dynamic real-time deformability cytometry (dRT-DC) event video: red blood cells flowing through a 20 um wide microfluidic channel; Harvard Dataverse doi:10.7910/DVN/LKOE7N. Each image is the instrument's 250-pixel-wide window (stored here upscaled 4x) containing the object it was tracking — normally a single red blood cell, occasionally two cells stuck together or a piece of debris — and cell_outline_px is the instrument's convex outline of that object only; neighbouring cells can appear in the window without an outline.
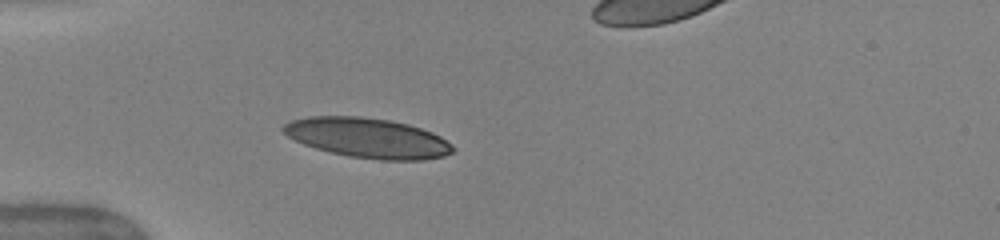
{"species": "human", "species_latin": "Homo sapiens", "temperature_condition": "warm", "stored_images_in_passage": 36, "camera_frame_rate_fps": 3000, "um_per_image_px": 0.085, "donor": {"sex": "female"}, "frame": {"image": 1, "passage_image": 1, "time_ms": 0.0, "image_size_px": [1000, 240], "cell_outline_px": [[456, 148], [452, 152], [444, 156], [424, 160], [380, 160], [348, 156], [316, 148], [304, 144], [288, 136], [280, 128], [284, 124], [292, 120], [308, 116], [360, 116], [388, 120], [408, 124], [432, 132], [440, 136], [452, 144]], "centroid_in_image_um": [31.27, 11.72], "position_along_channel_um": 53.7, "area_um2": 39.36}}
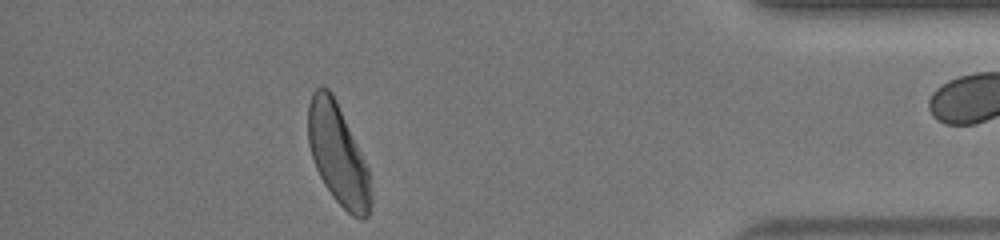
{"frame": {"image": 2, "passage_image": 31, "time_ms": 10.0, "image_size_px": [1000, 240], "cell_outline_px": [[372, 204], [368, 216], [352, 216], [332, 196], [324, 184], [316, 168], [308, 144], [308, 104], [312, 92], [316, 88], [328, 88], [332, 92], [336, 100], [368, 168], [372, 196]], "centroid_in_image_um": [28.71, 13.12], "position_along_channel_um": 406.5, "area_um2": 36.3}, "authors_computed_cell_mechanics": {"area_um2": 37.859, "velocity_mm_per_s": 4.0311, "shape_relaxation_time_tau1_ms": 3.3569, "shape_relaxation_time_tau2_ms": 0.9416, "deformation_change_tau1": 0.1544, "deformation_change_tau2": 0.071}}